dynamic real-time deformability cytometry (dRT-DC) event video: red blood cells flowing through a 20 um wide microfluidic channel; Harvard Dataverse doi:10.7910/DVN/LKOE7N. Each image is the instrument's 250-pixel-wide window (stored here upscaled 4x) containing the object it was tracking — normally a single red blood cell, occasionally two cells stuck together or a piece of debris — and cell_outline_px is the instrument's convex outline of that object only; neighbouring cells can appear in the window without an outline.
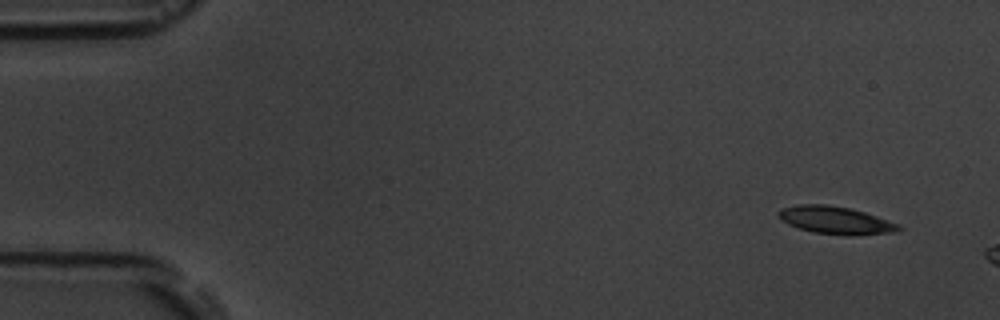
{"species": "common noctule bat (a hibernating species)", "species_latin": "Nyctalus noctula", "temperature_condition": "room temperature", "stored_images_in_passage": 3, "camera_frame_rate_fps": 3000, "um_per_image_px": 0.085, "animal": {"sex": "male", "body_mass_g": 19.5, "forearm_length_mm": 54.6}, "frame": {"image": 1, "passage_image": 1, "time_ms": 0.0, "image_size_px": [1000, 320], "cell_outline_px": [[904, 228], [900, 232], [848, 236], [812, 232], [788, 224], [780, 220], [776, 216], [776, 212], [780, 208], [796, 204], [824, 204], [848, 208], [864, 212], [900, 224]], "centroid_in_image_um": [71.02, 18.73], "position_along_channel_um": 14.0, "area_um2": 19.71}}